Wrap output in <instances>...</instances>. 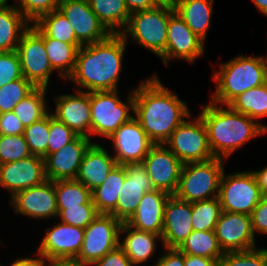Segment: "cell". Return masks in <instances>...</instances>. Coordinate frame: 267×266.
<instances>
[{
	"instance_id": "cell-1",
	"label": "cell",
	"mask_w": 267,
	"mask_h": 266,
	"mask_svg": "<svg viewBox=\"0 0 267 266\" xmlns=\"http://www.w3.org/2000/svg\"><path fill=\"white\" fill-rule=\"evenodd\" d=\"M133 93V113L153 144H165L191 115L186 102L167 89L157 75L142 80Z\"/></svg>"
},
{
	"instance_id": "cell-2",
	"label": "cell",
	"mask_w": 267,
	"mask_h": 266,
	"mask_svg": "<svg viewBox=\"0 0 267 266\" xmlns=\"http://www.w3.org/2000/svg\"><path fill=\"white\" fill-rule=\"evenodd\" d=\"M127 42L121 34H110L106 39L82 45L77 52L76 64L68 80L78 91L117 90L122 72L123 55ZM81 87V88H79Z\"/></svg>"
},
{
	"instance_id": "cell-3",
	"label": "cell",
	"mask_w": 267,
	"mask_h": 266,
	"mask_svg": "<svg viewBox=\"0 0 267 266\" xmlns=\"http://www.w3.org/2000/svg\"><path fill=\"white\" fill-rule=\"evenodd\" d=\"M201 107L199 115L207 130L209 147L216 158L225 161L245 143L267 133V125L238 113L229 105L219 106L209 101Z\"/></svg>"
},
{
	"instance_id": "cell-4",
	"label": "cell",
	"mask_w": 267,
	"mask_h": 266,
	"mask_svg": "<svg viewBox=\"0 0 267 266\" xmlns=\"http://www.w3.org/2000/svg\"><path fill=\"white\" fill-rule=\"evenodd\" d=\"M219 67L213 74L217 82L210 100L213 103L228 105L243 92L267 82V59L263 56L238 55Z\"/></svg>"
},
{
	"instance_id": "cell-5",
	"label": "cell",
	"mask_w": 267,
	"mask_h": 266,
	"mask_svg": "<svg viewBox=\"0 0 267 266\" xmlns=\"http://www.w3.org/2000/svg\"><path fill=\"white\" fill-rule=\"evenodd\" d=\"M174 7L157 5L148 10L131 13L128 23L120 33L128 42L132 41L160 57L166 49L167 27Z\"/></svg>"
},
{
	"instance_id": "cell-6",
	"label": "cell",
	"mask_w": 267,
	"mask_h": 266,
	"mask_svg": "<svg viewBox=\"0 0 267 266\" xmlns=\"http://www.w3.org/2000/svg\"><path fill=\"white\" fill-rule=\"evenodd\" d=\"M223 172V159L216 157L203 162L185 163L174 195L189 203L216 198Z\"/></svg>"
},
{
	"instance_id": "cell-7",
	"label": "cell",
	"mask_w": 267,
	"mask_h": 266,
	"mask_svg": "<svg viewBox=\"0 0 267 266\" xmlns=\"http://www.w3.org/2000/svg\"><path fill=\"white\" fill-rule=\"evenodd\" d=\"M91 135L109 138L122 124L129 121L134 112V93L131 90L127 103L117 90L90 92Z\"/></svg>"
},
{
	"instance_id": "cell-8",
	"label": "cell",
	"mask_w": 267,
	"mask_h": 266,
	"mask_svg": "<svg viewBox=\"0 0 267 266\" xmlns=\"http://www.w3.org/2000/svg\"><path fill=\"white\" fill-rule=\"evenodd\" d=\"M262 198L252 171L222 174L218 199L222 211L251 215Z\"/></svg>"
},
{
	"instance_id": "cell-9",
	"label": "cell",
	"mask_w": 267,
	"mask_h": 266,
	"mask_svg": "<svg viewBox=\"0 0 267 266\" xmlns=\"http://www.w3.org/2000/svg\"><path fill=\"white\" fill-rule=\"evenodd\" d=\"M184 120L165 143L183 163L203 162L214 158L209 147L205 124L200 115Z\"/></svg>"
},
{
	"instance_id": "cell-10",
	"label": "cell",
	"mask_w": 267,
	"mask_h": 266,
	"mask_svg": "<svg viewBox=\"0 0 267 266\" xmlns=\"http://www.w3.org/2000/svg\"><path fill=\"white\" fill-rule=\"evenodd\" d=\"M121 225L122 222L113 215L99 213L84 229V241L77 258L91 266L116 249L120 242Z\"/></svg>"
},
{
	"instance_id": "cell-11",
	"label": "cell",
	"mask_w": 267,
	"mask_h": 266,
	"mask_svg": "<svg viewBox=\"0 0 267 266\" xmlns=\"http://www.w3.org/2000/svg\"><path fill=\"white\" fill-rule=\"evenodd\" d=\"M16 51L23 77L35 87L48 88L54 70L50 65L43 38L31 26L22 34Z\"/></svg>"
},
{
	"instance_id": "cell-12",
	"label": "cell",
	"mask_w": 267,
	"mask_h": 266,
	"mask_svg": "<svg viewBox=\"0 0 267 266\" xmlns=\"http://www.w3.org/2000/svg\"><path fill=\"white\" fill-rule=\"evenodd\" d=\"M205 42L186 25L185 21L174 11L169 18L165 52L159 57L165 66L172 59L185 60L190 63L203 56ZM170 60V61H169Z\"/></svg>"
},
{
	"instance_id": "cell-13",
	"label": "cell",
	"mask_w": 267,
	"mask_h": 266,
	"mask_svg": "<svg viewBox=\"0 0 267 266\" xmlns=\"http://www.w3.org/2000/svg\"><path fill=\"white\" fill-rule=\"evenodd\" d=\"M58 10L70 22L81 45L102 41L111 34L92 11L88 0H59Z\"/></svg>"
},
{
	"instance_id": "cell-14",
	"label": "cell",
	"mask_w": 267,
	"mask_h": 266,
	"mask_svg": "<svg viewBox=\"0 0 267 266\" xmlns=\"http://www.w3.org/2000/svg\"><path fill=\"white\" fill-rule=\"evenodd\" d=\"M142 163L154 189L176 193L183 163L165 144H154Z\"/></svg>"
},
{
	"instance_id": "cell-15",
	"label": "cell",
	"mask_w": 267,
	"mask_h": 266,
	"mask_svg": "<svg viewBox=\"0 0 267 266\" xmlns=\"http://www.w3.org/2000/svg\"><path fill=\"white\" fill-rule=\"evenodd\" d=\"M125 167V180L119 194L116 208L110 213L122 223L135 213L140 200L146 192L154 190L142 162L128 163Z\"/></svg>"
},
{
	"instance_id": "cell-16",
	"label": "cell",
	"mask_w": 267,
	"mask_h": 266,
	"mask_svg": "<svg viewBox=\"0 0 267 266\" xmlns=\"http://www.w3.org/2000/svg\"><path fill=\"white\" fill-rule=\"evenodd\" d=\"M214 232L224 253L256 248L251 216L248 214L222 211Z\"/></svg>"
},
{
	"instance_id": "cell-17",
	"label": "cell",
	"mask_w": 267,
	"mask_h": 266,
	"mask_svg": "<svg viewBox=\"0 0 267 266\" xmlns=\"http://www.w3.org/2000/svg\"><path fill=\"white\" fill-rule=\"evenodd\" d=\"M10 199L16 214L42 220L58 215L54 181L47 179L40 185L16 192Z\"/></svg>"
},
{
	"instance_id": "cell-18",
	"label": "cell",
	"mask_w": 267,
	"mask_h": 266,
	"mask_svg": "<svg viewBox=\"0 0 267 266\" xmlns=\"http://www.w3.org/2000/svg\"><path fill=\"white\" fill-rule=\"evenodd\" d=\"M108 139L112 140L118 165L142 162L154 145L135 117L122 124Z\"/></svg>"
},
{
	"instance_id": "cell-19",
	"label": "cell",
	"mask_w": 267,
	"mask_h": 266,
	"mask_svg": "<svg viewBox=\"0 0 267 266\" xmlns=\"http://www.w3.org/2000/svg\"><path fill=\"white\" fill-rule=\"evenodd\" d=\"M54 224L50 230L46 229L36 253L44 260L77 257L84 241V229L60 221Z\"/></svg>"
},
{
	"instance_id": "cell-20",
	"label": "cell",
	"mask_w": 267,
	"mask_h": 266,
	"mask_svg": "<svg viewBox=\"0 0 267 266\" xmlns=\"http://www.w3.org/2000/svg\"><path fill=\"white\" fill-rule=\"evenodd\" d=\"M47 180L44 158L30 155L27 158L0 164V186L12 197L16 192L40 185Z\"/></svg>"
},
{
	"instance_id": "cell-21",
	"label": "cell",
	"mask_w": 267,
	"mask_h": 266,
	"mask_svg": "<svg viewBox=\"0 0 267 266\" xmlns=\"http://www.w3.org/2000/svg\"><path fill=\"white\" fill-rule=\"evenodd\" d=\"M89 137L78 135L59 151L44 158L45 175L48 180H75L83 155L92 144Z\"/></svg>"
},
{
	"instance_id": "cell-22",
	"label": "cell",
	"mask_w": 267,
	"mask_h": 266,
	"mask_svg": "<svg viewBox=\"0 0 267 266\" xmlns=\"http://www.w3.org/2000/svg\"><path fill=\"white\" fill-rule=\"evenodd\" d=\"M192 232V203L170 195L164 207L163 248L178 249Z\"/></svg>"
},
{
	"instance_id": "cell-23",
	"label": "cell",
	"mask_w": 267,
	"mask_h": 266,
	"mask_svg": "<svg viewBox=\"0 0 267 266\" xmlns=\"http://www.w3.org/2000/svg\"><path fill=\"white\" fill-rule=\"evenodd\" d=\"M55 112L53 116L77 135L91 136V104L90 92L76 91L74 94L55 96Z\"/></svg>"
},
{
	"instance_id": "cell-24",
	"label": "cell",
	"mask_w": 267,
	"mask_h": 266,
	"mask_svg": "<svg viewBox=\"0 0 267 266\" xmlns=\"http://www.w3.org/2000/svg\"><path fill=\"white\" fill-rule=\"evenodd\" d=\"M116 166L117 162L108 150L100 143L93 142L83 155L75 180L92 191L103 184Z\"/></svg>"
},
{
	"instance_id": "cell-25",
	"label": "cell",
	"mask_w": 267,
	"mask_h": 266,
	"mask_svg": "<svg viewBox=\"0 0 267 266\" xmlns=\"http://www.w3.org/2000/svg\"><path fill=\"white\" fill-rule=\"evenodd\" d=\"M169 196L167 192L157 189L146 192L126 223L137 230L162 236L164 207Z\"/></svg>"
},
{
	"instance_id": "cell-26",
	"label": "cell",
	"mask_w": 267,
	"mask_h": 266,
	"mask_svg": "<svg viewBox=\"0 0 267 266\" xmlns=\"http://www.w3.org/2000/svg\"><path fill=\"white\" fill-rule=\"evenodd\" d=\"M126 234L119 246L123 249L126 256L133 265L145 263L156 252L157 239L162 243V236L148 231H140L126 222H123L120 228L121 234ZM155 251V252H154Z\"/></svg>"
},
{
	"instance_id": "cell-27",
	"label": "cell",
	"mask_w": 267,
	"mask_h": 266,
	"mask_svg": "<svg viewBox=\"0 0 267 266\" xmlns=\"http://www.w3.org/2000/svg\"><path fill=\"white\" fill-rule=\"evenodd\" d=\"M214 0H176L175 12L205 42L211 25Z\"/></svg>"
},
{
	"instance_id": "cell-28",
	"label": "cell",
	"mask_w": 267,
	"mask_h": 266,
	"mask_svg": "<svg viewBox=\"0 0 267 266\" xmlns=\"http://www.w3.org/2000/svg\"><path fill=\"white\" fill-rule=\"evenodd\" d=\"M42 38L52 69L61 79L67 80L73 73L78 49L81 44H70L47 37L34 23L30 25Z\"/></svg>"
},
{
	"instance_id": "cell-29",
	"label": "cell",
	"mask_w": 267,
	"mask_h": 266,
	"mask_svg": "<svg viewBox=\"0 0 267 266\" xmlns=\"http://www.w3.org/2000/svg\"><path fill=\"white\" fill-rule=\"evenodd\" d=\"M30 27L29 21L14 4L0 11V52L17 49L22 34Z\"/></svg>"
},
{
	"instance_id": "cell-30",
	"label": "cell",
	"mask_w": 267,
	"mask_h": 266,
	"mask_svg": "<svg viewBox=\"0 0 267 266\" xmlns=\"http://www.w3.org/2000/svg\"><path fill=\"white\" fill-rule=\"evenodd\" d=\"M125 176L124 165L117 164L103 184L92 190V201L98 213L110 214L116 208Z\"/></svg>"
},
{
	"instance_id": "cell-31",
	"label": "cell",
	"mask_w": 267,
	"mask_h": 266,
	"mask_svg": "<svg viewBox=\"0 0 267 266\" xmlns=\"http://www.w3.org/2000/svg\"><path fill=\"white\" fill-rule=\"evenodd\" d=\"M88 2L99 21L111 34H120L124 30L131 15L124 0H88Z\"/></svg>"
},
{
	"instance_id": "cell-32",
	"label": "cell",
	"mask_w": 267,
	"mask_h": 266,
	"mask_svg": "<svg viewBox=\"0 0 267 266\" xmlns=\"http://www.w3.org/2000/svg\"><path fill=\"white\" fill-rule=\"evenodd\" d=\"M228 105L258 122L267 116V82L243 92Z\"/></svg>"
},
{
	"instance_id": "cell-33",
	"label": "cell",
	"mask_w": 267,
	"mask_h": 266,
	"mask_svg": "<svg viewBox=\"0 0 267 266\" xmlns=\"http://www.w3.org/2000/svg\"><path fill=\"white\" fill-rule=\"evenodd\" d=\"M178 250L183 254L202 256L209 259H220L224 254L214 231L193 230Z\"/></svg>"
},
{
	"instance_id": "cell-34",
	"label": "cell",
	"mask_w": 267,
	"mask_h": 266,
	"mask_svg": "<svg viewBox=\"0 0 267 266\" xmlns=\"http://www.w3.org/2000/svg\"><path fill=\"white\" fill-rule=\"evenodd\" d=\"M47 89L45 87H36L13 108L14 114L21 121L24 128L49 113L45 99Z\"/></svg>"
},
{
	"instance_id": "cell-35",
	"label": "cell",
	"mask_w": 267,
	"mask_h": 266,
	"mask_svg": "<svg viewBox=\"0 0 267 266\" xmlns=\"http://www.w3.org/2000/svg\"><path fill=\"white\" fill-rule=\"evenodd\" d=\"M57 209L81 207V204H93L92 191L76 180L54 181Z\"/></svg>"
},
{
	"instance_id": "cell-36",
	"label": "cell",
	"mask_w": 267,
	"mask_h": 266,
	"mask_svg": "<svg viewBox=\"0 0 267 266\" xmlns=\"http://www.w3.org/2000/svg\"><path fill=\"white\" fill-rule=\"evenodd\" d=\"M34 24L47 37L60 40L65 43L80 44L76 39L70 22L60 13L58 9L41 16Z\"/></svg>"
},
{
	"instance_id": "cell-37",
	"label": "cell",
	"mask_w": 267,
	"mask_h": 266,
	"mask_svg": "<svg viewBox=\"0 0 267 266\" xmlns=\"http://www.w3.org/2000/svg\"><path fill=\"white\" fill-rule=\"evenodd\" d=\"M222 208L218 197L192 203V226L195 231H214Z\"/></svg>"
},
{
	"instance_id": "cell-38",
	"label": "cell",
	"mask_w": 267,
	"mask_h": 266,
	"mask_svg": "<svg viewBox=\"0 0 267 266\" xmlns=\"http://www.w3.org/2000/svg\"><path fill=\"white\" fill-rule=\"evenodd\" d=\"M24 137L31 155L45 158L48 155L49 113L25 127Z\"/></svg>"
},
{
	"instance_id": "cell-39",
	"label": "cell",
	"mask_w": 267,
	"mask_h": 266,
	"mask_svg": "<svg viewBox=\"0 0 267 266\" xmlns=\"http://www.w3.org/2000/svg\"><path fill=\"white\" fill-rule=\"evenodd\" d=\"M36 87L24 77L0 87V114L13 108Z\"/></svg>"
},
{
	"instance_id": "cell-40",
	"label": "cell",
	"mask_w": 267,
	"mask_h": 266,
	"mask_svg": "<svg viewBox=\"0 0 267 266\" xmlns=\"http://www.w3.org/2000/svg\"><path fill=\"white\" fill-rule=\"evenodd\" d=\"M30 155L24 135H0V164L18 161Z\"/></svg>"
},
{
	"instance_id": "cell-41",
	"label": "cell",
	"mask_w": 267,
	"mask_h": 266,
	"mask_svg": "<svg viewBox=\"0 0 267 266\" xmlns=\"http://www.w3.org/2000/svg\"><path fill=\"white\" fill-rule=\"evenodd\" d=\"M220 266H267V248L225 252Z\"/></svg>"
},
{
	"instance_id": "cell-42",
	"label": "cell",
	"mask_w": 267,
	"mask_h": 266,
	"mask_svg": "<svg viewBox=\"0 0 267 266\" xmlns=\"http://www.w3.org/2000/svg\"><path fill=\"white\" fill-rule=\"evenodd\" d=\"M78 135L49 112L48 155L59 151Z\"/></svg>"
},
{
	"instance_id": "cell-43",
	"label": "cell",
	"mask_w": 267,
	"mask_h": 266,
	"mask_svg": "<svg viewBox=\"0 0 267 266\" xmlns=\"http://www.w3.org/2000/svg\"><path fill=\"white\" fill-rule=\"evenodd\" d=\"M98 214L94 204H81V207L58 209L57 217L63 223L85 229Z\"/></svg>"
},
{
	"instance_id": "cell-44",
	"label": "cell",
	"mask_w": 267,
	"mask_h": 266,
	"mask_svg": "<svg viewBox=\"0 0 267 266\" xmlns=\"http://www.w3.org/2000/svg\"><path fill=\"white\" fill-rule=\"evenodd\" d=\"M15 6L32 23L58 9L59 0H16Z\"/></svg>"
},
{
	"instance_id": "cell-45",
	"label": "cell",
	"mask_w": 267,
	"mask_h": 266,
	"mask_svg": "<svg viewBox=\"0 0 267 266\" xmlns=\"http://www.w3.org/2000/svg\"><path fill=\"white\" fill-rule=\"evenodd\" d=\"M22 77L17 51L0 52V87Z\"/></svg>"
},
{
	"instance_id": "cell-46",
	"label": "cell",
	"mask_w": 267,
	"mask_h": 266,
	"mask_svg": "<svg viewBox=\"0 0 267 266\" xmlns=\"http://www.w3.org/2000/svg\"><path fill=\"white\" fill-rule=\"evenodd\" d=\"M24 126L13 111L0 114V135H24Z\"/></svg>"
},
{
	"instance_id": "cell-47",
	"label": "cell",
	"mask_w": 267,
	"mask_h": 266,
	"mask_svg": "<svg viewBox=\"0 0 267 266\" xmlns=\"http://www.w3.org/2000/svg\"><path fill=\"white\" fill-rule=\"evenodd\" d=\"M250 216L254 235L256 232L267 234V196H262Z\"/></svg>"
},
{
	"instance_id": "cell-48",
	"label": "cell",
	"mask_w": 267,
	"mask_h": 266,
	"mask_svg": "<svg viewBox=\"0 0 267 266\" xmlns=\"http://www.w3.org/2000/svg\"><path fill=\"white\" fill-rule=\"evenodd\" d=\"M94 265L95 266H134L120 246L108 252L101 259L94 262L92 266Z\"/></svg>"
},
{
	"instance_id": "cell-49",
	"label": "cell",
	"mask_w": 267,
	"mask_h": 266,
	"mask_svg": "<svg viewBox=\"0 0 267 266\" xmlns=\"http://www.w3.org/2000/svg\"><path fill=\"white\" fill-rule=\"evenodd\" d=\"M163 253L154 266H185L184 254L178 249L164 248Z\"/></svg>"
},
{
	"instance_id": "cell-50",
	"label": "cell",
	"mask_w": 267,
	"mask_h": 266,
	"mask_svg": "<svg viewBox=\"0 0 267 266\" xmlns=\"http://www.w3.org/2000/svg\"><path fill=\"white\" fill-rule=\"evenodd\" d=\"M185 266H220V259H209L202 256L184 254Z\"/></svg>"
},
{
	"instance_id": "cell-51",
	"label": "cell",
	"mask_w": 267,
	"mask_h": 266,
	"mask_svg": "<svg viewBox=\"0 0 267 266\" xmlns=\"http://www.w3.org/2000/svg\"><path fill=\"white\" fill-rule=\"evenodd\" d=\"M44 265L45 266H89L88 264L82 262L77 257L51 258V259L44 260Z\"/></svg>"
},
{
	"instance_id": "cell-52",
	"label": "cell",
	"mask_w": 267,
	"mask_h": 266,
	"mask_svg": "<svg viewBox=\"0 0 267 266\" xmlns=\"http://www.w3.org/2000/svg\"><path fill=\"white\" fill-rule=\"evenodd\" d=\"M129 13L148 10L157 6L153 0H124Z\"/></svg>"
},
{
	"instance_id": "cell-53",
	"label": "cell",
	"mask_w": 267,
	"mask_h": 266,
	"mask_svg": "<svg viewBox=\"0 0 267 266\" xmlns=\"http://www.w3.org/2000/svg\"><path fill=\"white\" fill-rule=\"evenodd\" d=\"M38 258L20 257L16 261L12 262L10 266H45L44 259L40 256ZM0 266H2L0 264Z\"/></svg>"
},
{
	"instance_id": "cell-54",
	"label": "cell",
	"mask_w": 267,
	"mask_h": 266,
	"mask_svg": "<svg viewBox=\"0 0 267 266\" xmlns=\"http://www.w3.org/2000/svg\"><path fill=\"white\" fill-rule=\"evenodd\" d=\"M257 179L262 196H267V166L261 170L252 171Z\"/></svg>"
},
{
	"instance_id": "cell-55",
	"label": "cell",
	"mask_w": 267,
	"mask_h": 266,
	"mask_svg": "<svg viewBox=\"0 0 267 266\" xmlns=\"http://www.w3.org/2000/svg\"><path fill=\"white\" fill-rule=\"evenodd\" d=\"M260 13L267 16V0H252Z\"/></svg>"
},
{
	"instance_id": "cell-56",
	"label": "cell",
	"mask_w": 267,
	"mask_h": 266,
	"mask_svg": "<svg viewBox=\"0 0 267 266\" xmlns=\"http://www.w3.org/2000/svg\"><path fill=\"white\" fill-rule=\"evenodd\" d=\"M157 5L174 7L176 0H153Z\"/></svg>"
},
{
	"instance_id": "cell-57",
	"label": "cell",
	"mask_w": 267,
	"mask_h": 266,
	"mask_svg": "<svg viewBox=\"0 0 267 266\" xmlns=\"http://www.w3.org/2000/svg\"><path fill=\"white\" fill-rule=\"evenodd\" d=\"M8 1L9 0H0V11L9 5Z\"/></svg>"
}]
</instances>
